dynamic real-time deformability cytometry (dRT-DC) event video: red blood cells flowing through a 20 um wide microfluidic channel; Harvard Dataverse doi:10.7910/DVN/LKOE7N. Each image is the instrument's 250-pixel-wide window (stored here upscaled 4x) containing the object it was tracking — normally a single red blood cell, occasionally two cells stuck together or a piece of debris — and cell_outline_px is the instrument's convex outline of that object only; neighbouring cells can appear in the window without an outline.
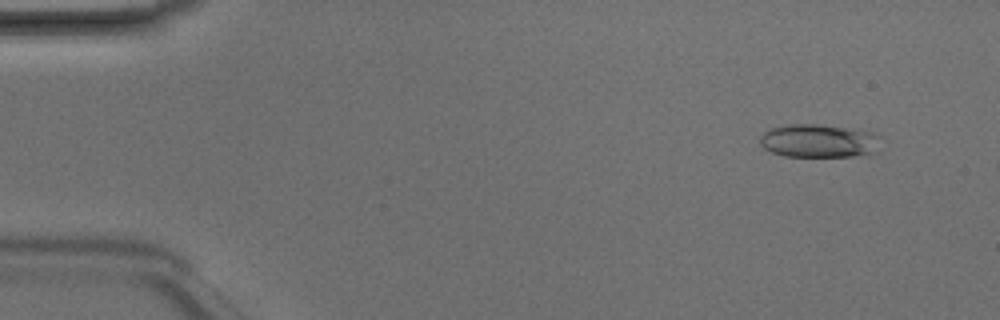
{"species": "Egyptian fruit bat (a non-hibernating species)", "species_latin": "Rousettus aegyptiacus", "temperature_condition": "room temperature", "stored_images_in_passage": 4, "camera_frame_rate_fps": 3000, "um_per_image_px": 0.085, "animal": {"sex": "male"}, "frame": {"image": 1, "passage_image": 2, "time_ms": 0.333, "image_size_px": [1000, 320], "cell_outline_px": [[880, 136], [876, 152], [852, 156], [784, 156], [772, 152], [764, 148], [760, 144], [760, 136], [764, 132], [772, 128], [788, 124], [820, 124], [872, 132]], "centroid_in_image_um": [69.58, 11.97], "position_along_channel_um": 15.4, "area_um2": 23.29}}